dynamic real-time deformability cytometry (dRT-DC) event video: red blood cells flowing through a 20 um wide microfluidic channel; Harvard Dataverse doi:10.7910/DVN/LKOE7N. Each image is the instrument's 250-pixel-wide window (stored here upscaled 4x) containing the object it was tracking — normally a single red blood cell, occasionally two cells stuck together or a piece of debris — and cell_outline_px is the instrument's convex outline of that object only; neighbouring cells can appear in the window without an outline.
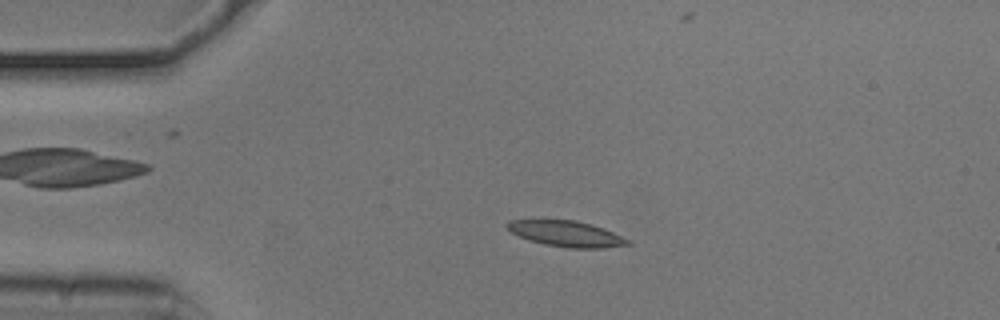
{"species": "common noctule bat (a hibernating species)", "species_latin": "Nyctalus noctula", "temperature_condition": "cold", "stored_images_in_passage": 54, "camera_frame_rate_fps": 3000, "um_per_image_px": 0.085, "animal": {"sex": "male", "body_mass_g": 20.5, "forearm_length_mm": 52.5}, "frame": {"image": 1, "passage_image": 11, "time_ms": 3.333, "image_size_px": [1000, 320], "cell_outline_px": [[632, 244], [600, 248], [568, 248], [544, 244], [528, 240], [512, 232], [504, 224], [508, 220], [576, 220], [592, 224], [604, 228], [632, 240]], "centroid_in_image_um": [48.17, 19.87], "position_along_channel_um": 36.8, "area_um2": 18.21}}
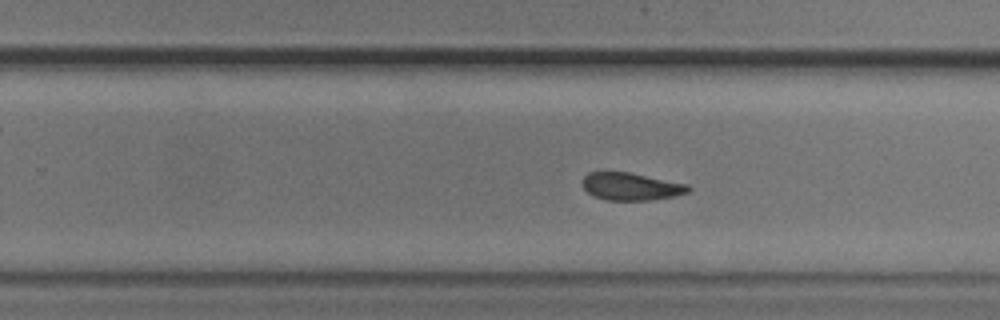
{"frame": {"image": 2, "passage_image": 33, "time_ms": 10.667, "image_size_px": [1000, 320], "cell_outline_px": [[692, 188], [688, 192], [672, 196], [648, 200], [608, 200], [592, 196], [584, 188], [584, 176], [588, 172], [628, 172], [688, 184]], "centroid_in_image_um": [53.64, 15.85], "position_along_channel_um": 276.2, "area_um2": 16.76}}
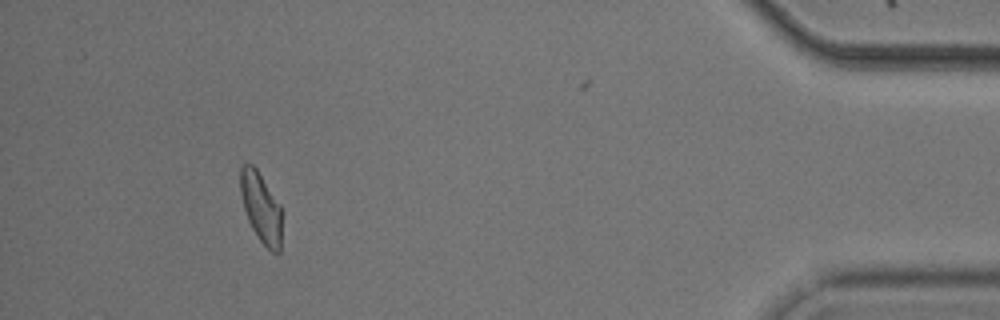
{"frame": {"image": 3, "passage_image": 49, "time_ms": 16.0, "image_size_px": [1000, 320], "cell_outline_px": [[280, 252], [276, 256], [260, 240], [252, 228], [248, 220], [244, 208], [240, 192], [240, 168], [244, 164], [252, 164], [256, 168], [280, 204]], "centroid_in_image_um": [22.17, 17.64], "position_along_channel_um": 413.0, "area_um2": 16.65}, "authors_computed_cell_mechanics": {"area_um2": 17.7446, "velocity_mm_per_s": 3.7175, "shape_relaxation_time_tau1_ms": 4.7848, "shape_relaxation_time_tau2_ms": 2.7411, "deformation_change_tau1": 0.126, "deformation_change_tau2": 0.0961}}